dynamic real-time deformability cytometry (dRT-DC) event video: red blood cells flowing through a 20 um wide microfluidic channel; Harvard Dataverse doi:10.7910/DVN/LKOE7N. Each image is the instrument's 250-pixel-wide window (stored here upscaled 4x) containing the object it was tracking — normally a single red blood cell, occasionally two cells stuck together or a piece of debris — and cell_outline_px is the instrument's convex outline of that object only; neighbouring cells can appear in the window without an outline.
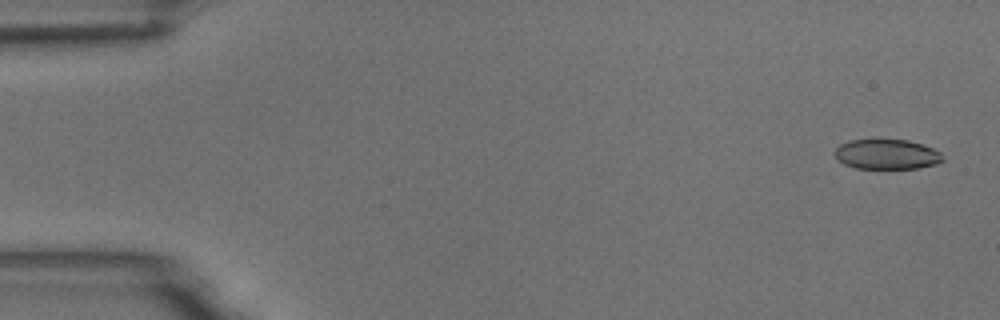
{"species": "common noctule bat (a hibernating species)", "species_latin": "Nyctalus noctula", "temperature_condition": "room temperature", "stored_images_in_passage": 54, "camera_frame_rate_fps": 3000, "um_per_image_px": 0.085, "animal": {"sex": "male", "body_mass_g": 18.8}, "frame": {"image": 1, "passage_image": 2, "time_ms": 0.333, "image_size_px": [1000, 320], "cell_outline_px": [[944, 160], [936, 164], [916, 168], [856, 168], [844, 164], [836, 160], [836, 148], [840, 144], [848, 140], [908, 140], [932, 148], [940, 152]], "centroid_in_image_um": [75.36, 13.12], "position_along_channel_um": 9.6, "area_um2": 18.67}}
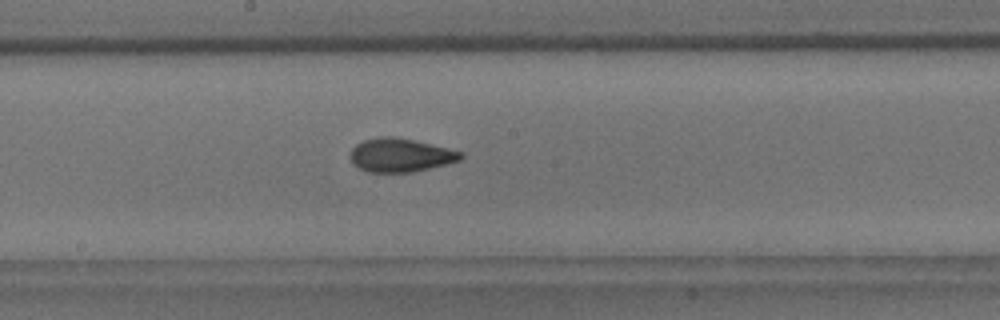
{"frame": {"image": 2, "passage_image": 29, "time_ms": 9.333, "image_size_px": [1000, 320], "cell_outline_px": [[464, 156], [460, 160], [412, 172], [368, 172], [352, 164], [352, 148], [356, 144], [364, 140], [380, 136], [392, 136], [412, 140], [448, 148], [464, 152]], "centroid_in_image_um": [34.04, 13.18], "position_along_channel_um": 214.2, "area_um2": 21.33}}
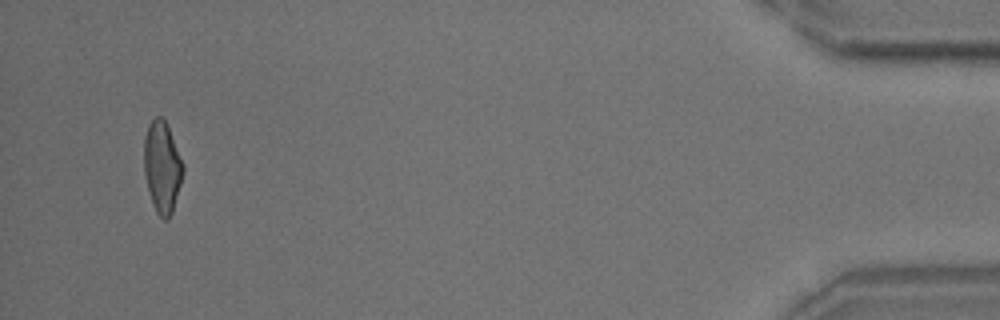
{"frame": {"image": 3, "passage_image": 52, "time_ms": 17.0, "image_size_px": [1000, 320], "cell_outline_px": [[184, 172], [172, 212], [168, 220], [164, 220], [156, 212], [152, 204], [144, 172], [144, 136], [148, 124], [156, 116], [160, 116], [164, 120], [168, 128], [184, 164]], "centroid_in_image_um": [13.78, 14.21], "position_along_channel_um": 421.4, "area_um2": 20.69}, "authors_computed_cell_mechanics": {"area_um2": 21.0392, "velocity_mm_per_s": 3.7279, "shape_relaxation_time_tau1_ms": 5.3296, "shape_relaxation_time_tau2_ms": 2.4807, "deformation_change_tau1": 0.1665, "deformation_change_tau2": 0.0917}}